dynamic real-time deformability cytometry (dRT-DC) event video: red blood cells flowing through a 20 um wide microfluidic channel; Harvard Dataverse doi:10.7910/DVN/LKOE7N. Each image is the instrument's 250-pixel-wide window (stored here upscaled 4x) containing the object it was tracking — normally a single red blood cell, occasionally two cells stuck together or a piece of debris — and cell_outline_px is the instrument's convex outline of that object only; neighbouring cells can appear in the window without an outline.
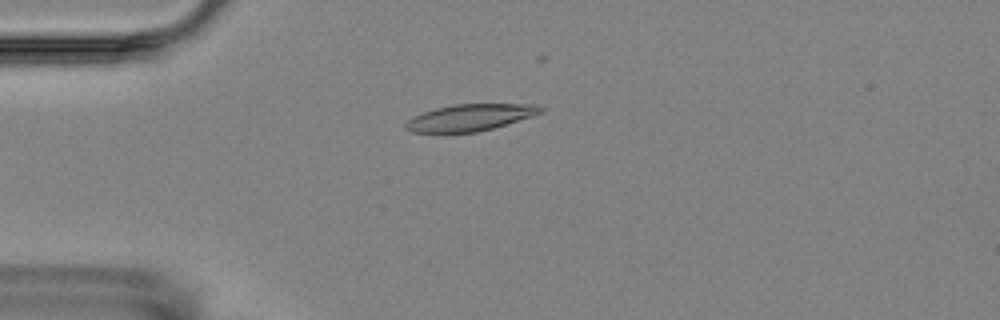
{"species": "Egyptian fruit bat (a non-hibernating species)", "species_latin": "Rousettus aegyptiacus", "temperature_condition": "room temperature", "stored_images_in_passage": 2, "camera_frame_rate_fps": 3000, "um_per_image_px": 0.085, "animal": {"sex": "female"}, "frame": {"image": 1, "passage_image": 1, "time_ms": 0.0, "image_size_px": [1000, 320], "cell_outline_px": [[544, 112], [532, 116], [492, 128], [476, 132], [412, 132], [404, 128], [404, 124], [408, 120], [424, 112], [436, 108], [452, 104], [536, 104], [544, 108]], "centroid_in_image_um": [39.98, 9.98], "position_along_channel_um": 45.0, "area_um2": 20.75}}